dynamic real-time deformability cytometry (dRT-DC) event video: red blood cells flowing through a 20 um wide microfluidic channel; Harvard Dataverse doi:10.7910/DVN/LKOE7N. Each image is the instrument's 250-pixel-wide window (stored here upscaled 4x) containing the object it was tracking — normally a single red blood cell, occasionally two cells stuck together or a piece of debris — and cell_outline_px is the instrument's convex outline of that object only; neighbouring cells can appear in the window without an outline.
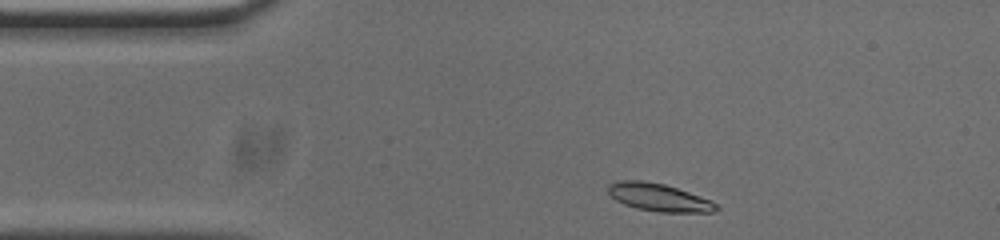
{"species": "common noctule bat (a hibernating species)", "species_latin": "Nyctalus noctula", "temperature_condition": "cold", "stored_images_in_passage": 45, "camera_frame_rate_fps": 3000, "um_per_image_px": 0.085, "animal": {"sex": "male", "body_mass_g": 20.0, "forearm_length_mm": 53.3}, "frame": {"image": 1, "passage_image": 1, "time_ms": 0.0, "image_size_px": [1000, 240], "cell_outline_px": [[720, 208], [716, 212], [660, 212], [636, 208], [624, 204], [616, 200], [608, 192], [608, 184], [620, 180], [640, 180], [664, 184], [712, 200]], "centroid_in_image_um": [56.02, 16.78], "position_along_channel_um": 29.0, "area_um2": 17.4}}
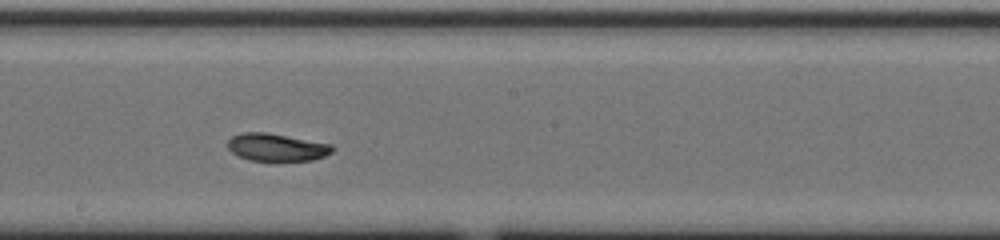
{"frame": {"image": 2, "passage_image": 20, "time_ms": 6.333, "image_size_px": [1000, 240], "cell_outline_px": [[336, 148], [332, 152], [324, 156], [312, 160], [248, 160], [236, 156], [228, 148], [228, 140], [232, 136], [240, 132], [268, 132], [332, 144]], "centroid_in_image_um": [23.5, 12.5], "position_along_channel_um": 224.7, "area_um2": 16.94}}
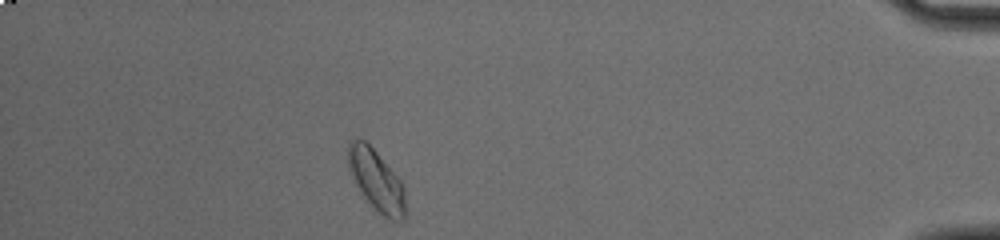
{"frame": {"image": 3, "passage_image": 39, "time_ms": 12.667, "image_size_px": [1000, 240], "cell_outline_px": [[404, 220], [388, 220], [372, 212], [352, 180], [348, 168], [348, 140], [356, 136], [360, 136], [376, 152], [400, 180], [404, 188]], "centroid_in_image_um": [31.92, 15.36], "position_along_channel_um": 403.3, "area_um2": 21.1}, "authors_computed_cell_mechanics": {"area_um2": 17.5134, "velocity_mm_per_s": 3.7239, "shape_relaxation_time_tau1_ms": 1.5441, "shape_relaxation_time_tau2_ms": null, "deformation_change_tau1": 0.0877, "deformation_change_tau2": null}}